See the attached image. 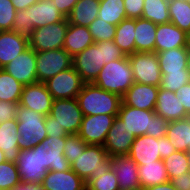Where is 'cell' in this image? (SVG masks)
Segmentation results:
<instances>
[{
  "label": "cell",
  "instance_id": "cell-1",
  "mask_svg": "<svg viewBox=\"0 0 190 190\" xmlns=\"http://www.w3.org/2000/svg\"><path fill=\"white\" fill-rule=\"evenodd\" d=\"M83 115H118L122 97L101 89L94 83H86L76 97Z\"/></svg>",
  "mask_w": 190,
  "mask_h": 190
},
{
  "label": "cell",
  "instance_id": "cell-2",
  "mask_svg": "<svg viewBox=\"0 0 190 190\" xmlns=\"http://www.w3.org/2000/svg\"><path fill=\"white\" fill-rule=\"evenodd\" d=\"M133 72L128 56L104 65L94 84L103 90L123 97L133 85Z\"/></svg>",
  "mask_w": 190,
  "mask_h": 190
},
{
  "label": "cell",
  "instance_id": "cell-3",
  "mask_svg": "<svg viewBox=\"0 0 190 190\" xmlns=\"http://www.w3.org/2000/svg\"><path fill=\"white\" fill-rule=\"evenodd\" d=\"M45 119V115L18 106L16 120L20 150L32 149L47 137Z\"/></svg>",
  "mask_w": 190,
  "mask_h": 190
},
{
  "label": "cell",
  "instance_id": "cell-4",
  "mask_svg": "<svg viewBox=\"0 0 190 190\" xmlns=\"http://www.w3.org/2000/svg\"><path fill=\"white\" fill-rule=\"evenodd\" d=\"M111 165V157L102 145L87 144L84 152L71 163V169L86 182L102 176Z\"/></svg>",
  "mask_w": 190,
  "mask_h": 190
},
{
  "label": "cell",
  "instance_id": "cell-5",
  "mask_svg": "<svg viewBox=\"0 0 190 190\" xmlns=\"http://www.w3.org/2000/svg\"><path fill=\"white\" fill-rule=\"evenodd\" d=\"M175 151L177 150L166 136L157 139L144 134L135 137L128 156L137 165H144L163 160Z\"/></svg>",
  "mask_w": 190,
  "mask_h": 190
},
{
  "label": "cell",
  "instance_id": "cell-6",
  "mask_svg": "<svg viewBox=\"0 0 190 190\" xmlns=\"http://www.w3.org/2000/svg\"><path fill=\"white\" fill-rule=\"evenodd\" d=\"M69 22L67 18L62 21L38 27L28 38L29 46L35 52L63 49Z\"/></svg>",
  "mask_w": 190,
  "mask_h": 190
},
{
  "label": "cell",
  "instance_id": "cell-7",
  "mask_svg": "<svg viewBox=\"0 0 190 190\" xmlns=\"http://www.w3.org/2000/svg\"><path fill=\"white\" fill-rule=\"evenodd\" d=\"M128 59L134 82L160 87L162 74L155 52H135L128 55Z\"/></svg>",
  "mask_w": 190,
  "mask_h": 190
},
{
  "label": "cell",
  "instance_id": "cell-8",
  "mask_svg": "<svg viewBox=\"0 0 190 190\" xmlns=\"http://www.w3.org/2000/svg\"><path fill=\"white\" fill-rule=\"evenodd\" d=\"M42 149L43 145L39 143L32 149L20 150L15 163L18 167L21 182L42 183L48 172L43 168Z\"/></svg>",
  "mask_w": 190,
  "mask_h": 190
},
{
  "label": "cell",
  "instance_id": "cell-9",
  "mask_svg": "<svg viewBox=\"0 0 190 190\" xmlns=\"http://www.w3.org/2000/svg\"><path fill=\"white\" fill-rule=\"evenodd\" d=\"M38 82H46L73 66V58L64 49L36 52Z\"/></svg>",
  "mask_w": 190,
  "mask_h": 190
},
{
  "label": "cell",
  "instance_id": "cell-10",
  "mask_svg": "<svg viewBox=\"0 0 190 190\" xmlns=\"http://www.w3.org/2000/svg\"><path fill=\"white\" fill-rule=\"evenodd\" d=\"M49 115L54 118V122L65 129L68 135L78 134L83 113L76 98L55 99Z\"/></svg>",
  "mask_w": 190,
  "mask_h": 190
},
{
  "label": "cell",
  "instance_id": "cell-11",
  "mask_svg": "<svg viewBox=\"0 0 190 190\" xmlns=\"http://www.w3.org/2000/svg\"><path fill=\"white\" fill-rule=\"evenodd\" d=\"M44 83L54 100L76 98L85 84L73 66Z\"/></svg>",
  "mask_w": 190,
  "mask_h": 190
},
{
  "label": "cell",
  "instance_id": "cell-12",
  "mask_svg": "<svg viewBox=\"0 0 190 190\" xmlns=\"http://www.w3.org/2000/svg\"><path fill=\"white\" fill-rule=\"evenodd\" d=\"M104 65L102 48L98 43L90 45L73 57V67L85 84L94 83Z\"/></svg>",
  "mask_w": 190,
  "mask_h": 190
},
{
  "label": "cell",
  "instance_id": "cell-13",
  "mask_svg": "<svg viewBox=\"0 0 190 190\" xmlns=\"http://www.w3.org/2000/svg\"><path fill=\"white\" fill-rule=\"evenodd\" d=\"M118 115H83L78 136L86 144L104 145L108 131Z\"/></svg>",
  "mask_w": 190,
  "mask_h": 190
},
{
  "label": "cell",
  "instance_id": "cell-14",
  "mask_svg": "<svg viewBox=\"0 0 190 190\" xmlns=\"http://www.w3.org/2000/svg\"><path fill=\"white\" fill-rule=\"evenodd\" d=\"M53 101L45 83L37 82L23 86L19 106L47 116L50 114Z\"/></svg>",
  "mask_w": 190,
  "mask_h": 190
},
{
  "label": "cell",
  "instance_id": "cell-15",
  "mask_svg": "<svg viewBox=\"0 0 190 190\" xmlns=\"http://www.w3.org/2000/svg\"><path fill=\"white\" fill-rule=\"evenodd\" d=\"M36 65V52L29 46L2 69L21 84L30 85L38 82Z\"/></svg>",
  "mask_w": 190,
  "mask_h": 190
},
{
  "label": "cell",
  "instance_id": "cell-16",
  "mask_svg": "<svg viewBox=\"0 0 190 190\" xmlns=\"http://www.w3.org/2000/svg\"><path fill=\"white\" fill-rule=\"evenodd\" d=\"M135 137L117 116L107 133L103 147L109 157L128 155Z\"/></svg>",
  "mask_w": 190,
  "mask_h": 190
},
{
  "label": "cell",
  "instance_id": "cell-17",
  "mask_svg": "<svg viewBox=\"0 0 190 190\" xmlns=\"http://www.w3.org/2000/svg\"><path fill=\"white\" fill-rule=\"evenodd\" d=\"M66 137L47 136L41 143L43 145V168L47 171H67L71 163L63 155Z\"/></svg>",
  "mask_w": 190,
  "mask_h": 190
},
{
  "label": "cell",
  "instance_id": "cell-18",
  "mask_svg": "<svg viewBox=\"0 0 190 190\" xmlns=\"http://www.w3.org/2000/svg\"><path fill=\"white\" fill-rule=\"evenodd\" d=\"M155 110H143L125 105L121 102L118 117L135 136H141L150 132L151 118Z\"/></svg>",
  "mask_w": 190,
  "mask_h": 190
},
{
  "label": "cell",
  "instance_id": "cell-19",
  "mask_svg": "<svg viewBox=\"0 0 190 190\" xmlns=\"http://www.w3.org/2000/svg\"><path fill=\"white\" fill-rule=\"evenodd\" d=\"M159 87L134 82L122 97V102L143 110H155Z\"/></svg>",
  "mask_w": 190,
  "mask_h": 190
},
{
  "label": "cell",
  "instance_id": "cell-20",
  "mask_svg": "<svg viewBox=\"0 0 190 190\" xmlns=\"http://www.w3.org/2000/svg\"><path fill=\"white\" fill-rule=\"evenodd\" d=\"M111 168L116 174L120 190L141 187L138 175V165L128 155L112 156Z\"/></svg>",
  "mask_w": 190,
  "mask_h": 190
},
{
  "label": "cell",
  "instance_id": "cell-21",
  "mask_svg": "<svg viewBox=\"0 0 190 190\" xmlns=\"http://www.w3.org/2000/svg\"><path fill=\"white\" fill-rule=\"evenodd\" d=\"M175 92L168 91L159 87L155 113L163 117L168 122L187 118L185 107L182 105Z\"/></svg>",
  "mask_w": 190,
  "mask_h": 190
},
{
  "label": "cell",
  "instance_id": "cell-22",
  "mask_svg": "<svg viewBox=\"0 0 190 190\" xmlns=\"http://www.w3.org/2000/svg\"><path fill=\"white\" fill-rule=\"evenodd\" d=\"M188 34L173 23L158 24L156 29L155 53L186 47Z\"/></svg>",
  "mask_w": 190,
  "mask_h": 190
},
{
  "label": "cell",
  "instance_id": "cell-23",
  "mask_svg": "<svg viewBox=\"0 0 190 190\" xmlns=\"http://www.w3.org/2000/svg\"><path fill=\"white\" fill-rule=\"evenodd\" d=\"M28 47V38L13 31H0V68H4Z\"/></svg>",
  "mask_w": 190,
  "mask_h": 190
},
{
  "label": "cell",
  "instance_id": "cell-24",
  "mask_svg": "<svg viewBox=\"0 0 190 190\" xmlns=\"http://www.w3.org/2000/svg\"><path fill=\"white\" fill-rule=\"evenodd\" d=\"M41 185L46 190H86V182L72 169L48 171Z\"/></svg>",
  "mask_w": 190,
  "mask_h": 190
},
{
  "label": "cell",
  "instance_id": "cell-25",
  "mask_svg": "<svg viewBox=\"0 0 190 190\" xmlns=\"http://www.w3.org/2000/svg\"><path fill=\"white\" fill-rule=\"evenodd\" d=\"M28 12L29 25H33L34 29L60 22L65 18L53 0H38L28 7Z\"/></svg>",
  "mask_w": 190,
  "mask_h": 190
},
{
  "label": "cell",
  "instance_id": "cell-26",
  "mask_svg": "<svg viewBox=\"0 0 190 190\" xmlns=\"http://www.w3.org/2000/svg\"><path fill=\"white\" fill-rule=\"evenodd\" d=\"M94 43L88 27L69 23L63 49L72 58Z\"/></svg>",
  "mask_w": 190,
  "mask_h": 190
},
{
  "label": "cell",
  "instance_id": "cell-27",
  "mask_svg": "<svg viewBox=\"0 0 190 190\" xmlns=\"http://www.w3.org/2000/svg\"><path fill=\"white\" fill-rule=\"evenodd\" d=\"M18 138L16 119L0 123V149L4 152L7 162L15 163L17 161L20 152Z\"/></svg>",
  "mask_w": 190,
  "mask_h": 190
},
{
  "label": "cell",
  "instance_id": "cell-28",
  "mask_svg": "<svg viewBox=\"0 0 190 190\" xmlns=\"http://www.w3.org/2000/svg\"><path fill=\"white\" fill-rule=\"evenodd\" d=\"M135 52H155L157 24L144 19H136Z\"/></svg>",
  "mask_w": 190,
  "mask_h": 190
},
{
  "label": "cell",
  "instance_id": "cell-29",
  "mask_svg": "<svg viewBox=\"0 0 190 190\" xmlns=\"http://www.w3.org/2000/svg\"><path fill=\"white\" fill-rule=\"evenodd\" d=\"M166 137L177 151L190 152V116L168 122Z\"/></svg>",
  "mask_w": 190,
  "mask_h": 190
},
{
  "label": "cell",
  "instance_id": "cell-30",
  "mask_svg": "<svg viewBox=\"0 0 190 190\" xmlns=\"http://www.w3.org/2000/svg\"><path fill=\"white\" fill-rule=\"evenodd\" d=\"M99 7L100 0H78L67 20L70 24L89 27L98 17Z\"/></svg>",
  "mask_w": 190,
  "mask_h": 190
},
{
  "label": "cell",
  "instance_id": "cell-31",
  "mask_svg": "<svg viewBox=\"0 0 190 190\" xmlns=\"http://www.w3.org/2000/svg\"><path fill=\"white\" fill-rule=\"evenodd\" d=\"M138 175L140 185L143 188L170 181L162 159L153 163L138 165Z\"/></svg>",
  "mask_w": 190,
  "mask_h": 190
},
{
  "label": "cell",
  "instance_id": "cell-32",
  "mask_svg": "<svg viewBox=\"0 0 190 190\" xmlns=\"http://www.w3.org/2000/svg\"><path fill=\"white\" fill-rule=\"evenodd\" d=\"M156 54L161 73L182 72L187 69L188 51L186 47L174 48Z\"/></svg>",
  "mask_w": 190,
  "mask_h": 190
},
{
  "label": "cell",
  "instance_id": "cell-33",
  "mask_svg": "<svg viewBox=\"0 0 190 190\" xmlns=\"http://www.w3.org/2000/svg\"><path fill=\"white\" fill-rule=\"evenodd\" d=\"M136 19L126 18L116 26L113 42L128 56L135 53Z\"/></svg>",
  "mask_w": 190,
  "mask_h": 190
},
{
  "label": "cell",
  "instance_id": "cell-34",
  "mask_svg": "<svg viewBox=\"0 0 190 190\" xmlns=\"http://www.w3.org/2000/svg\"><path fill=\"white\" fill-rule=\"evenodd\" d=\"M142 18L157 25L170 23L169 0H145Z\"/></svg>",
  "mask_w": 190,
  "mask_h": 190
},
{
  "label": "cell",
  "instance_id": "cell-35",
  "mask_svg": "<svg viewBox=\"0 0 190 190\" xmlns=\"http://www.w3.org/2000/svg\"><path fill=\"white\" fill-rule=\"evenodd\" d=\"M126 18L124 0H100L98 19L117 26Z\"/></svg>",
  "mask_w": 190,
  "mask_h": 190
},
{
  "label": "cell",
  "instance_id": "cell-36",
  "mask_svg": "<svg viewBox=\"0 0 190 190\" xmlns=\"http://www.w3.org/2000/svg\"><path fill=\"white\" fill-rule=\"evenodd\" d=\"M170 22L190 33V4L186 0H169Z\"/></svg>",
  "mask_w": 190,
  "mask_h": 190
},
{
  "label": "cell",
  "instance_id": "cell-37",
  "mask_svg": "<svg viewBox=\"0 0 190 190\" xmlns=\"http://www.w3.org/2000/svg\"><path fill=\"white\" fill-rule=\"evenodd\" d=\"M23 84L0 68V101L19 103Z\"/></svg>",
  "mask_w": 190,
  "mask_h": 190
},
{
  "label": "cell",
  "instance_id": "cell-38",
  "mask_svg": "<svg viewBox=\"0 0 190 190\" xmlns=\"http://www.w3.org/2000/svg\"><path fill=\"white\" fill-rule=\"evenodd\" d=\"M169 180L190 172L188 152L175 151L163 159Z\"/></svg>",
  "mask_w": 190,
  "mask_h": 190
},
{
  "label": "cell",
  "instance_id": "cell-39",
  "mask_svg": "<svg viewBox=\"0 0 190 190\" xmlns=\"http://www.w3.org/2000/svg\"><path fill=\"white\" fill-rule=\"evenodd\" d=\"M89 31L95 43L111 41L116 34V26L100 20L98 17L89 25Z\"/></svg>",
  "mask_w": 190,
  "mask_h": 190
},
{
  "label": "cell",
  "instance_id": "cell-40",
  "mask_svg": "<svg viewBox=\"0 0 190 190\" xmlns=\"http://www.w3.org/2000/svg\"><path fill=\"white\" fill-rule=\"evenodd\" d=\"M20 182L16 163L7 161L0 163V190H10Z\"/></svg>",
  "mask_w": 190,
  "mask_h": 190
},
{
  "label": "cell",
  "instance_id": "cell-41",
  "mask_svg": "<svg viewBox=\"0 0 190 190\" xmlns=\"http://www.w3.org/2000/svg\"><path fill=\"white\" fill-rule=\"evenodd\" d=\"M86 190H120V187L111 168L99 178H89L86 181Z\"/></svg>",
  "mask_w": 190,
  "mask_h": 190
},
{
  "label": "cell",
  "instance_id": "cell-42",
  "mask_svg": "<svg viewBox=\"0 0 190 190\" xmlns=\"http://www.w3.org/2000/svg\"><path fill=\"white\" fill-rule=\"evenodd\" d=\"M161 85L160 88L177 92L181 86H184L186 83L190 82V75L187 69L182 70V72H169L161 73Z\"/></svg>",
  "mask_w": 190,
  "mask_h": 190
},
{
  "label": "cell",
  "instance_id": "cell-43",
  "mask_svg": "<svg viewBox=\"0 0 190 190\" xmlns=\"http://www.w3.org/2000/svg\"><path fill=\"white\" fill-rule=\"evenodd\" d=\"M86 145V142L78 134H69L66 136L63 155L72 163L80 153L84 152Z\"/></svg>",
  "mask_w": 190,
  "mask_h": 190
},
{
  "label": "cell",
  "instance_id": "cell-44",
  "mask_svg": "<svg viewBox=\"0 0 190 190\" xmlns=\"http://www.w3.org/2000/svg\"><path fill=\"white\" fill-rule=\"evenodd\" d=\"M16 11L11 0H0V31H12Z\"/></svg>",
  "mask_w": 190,
  "mask_h": 190
},
{
  "label": "cell",
  "instance_id": "cell-45",
  "mask_svg": "<svg viewBox=\"0 0 190 190\" xmlns=\"http://www.w3.org/2000/svg\"><path fill=\"white\" fill-rule=\"evenodd\" d=\"M28 13V8L16 11V16L12 27L13 32H16L18 35L26 38H29L30 34L34 31V26L29 25Z\"/></svg>",
  "mask_w": 190,
  "mask_h": 190
},
{
  "label": "cell",
  "instance_id": "cell-46",
  "mask_svg": "<svg viewBox=\"0 0 190 190\" xmlns=\"http://www.w3.org/2000/svg\"><path fill=\"white\" fill-rule=\"evenodd\" d=\"M98 44L102 48L104 64L127 57L123 51L113 42V40L98 42Z\"/></svg>",
  "mask_w": 190,
  "mask_h": 190
},
{
  "label": "cell",
  "instance_id": "cell-47",
  "mask_svg": "<svg viewBox=\"0 0 190 190\" xmlns=\"http://www.w3.org/2000/svg\"><path fill=\"white\" fill-rule=\"evenodd\" d=\"M167 125L168 121L166 119L155 114L151 118L150 132L147 135L157 139L164 137L166 136Z\"/></svg>",
  "mask_w": 190,
  "mask_h": 190
},
{
  "label": "cell",
  "instance_id": "cell-48",
  "mask_svg": "<svg viewBox=\"0 0 190 190\" xmlns=\"http://www.w3.org/2000/svg\"><path fill=\"white\" fill-rule=\"evenodd\" d=\"M19 103L0 101V123L16 119Z\"/></svg>",
  "mask_w": 190,
  "mask_h": 190
},
{
  "label": "cell",
  "instance_id": "cell-49",
  "mask_svg": "<svg viewBox=\"0 0 190 190\" xmlns=\"http://www.w3.org/2000/svg\"><path fill=\"white\" fill-rule=\"evenodd\" d=\"M145 0H124L127 18L138 19L142 17Z\"/></svg>",
  "mask_w": 190,
  "mask_h": 190
},
{
  "label": "cell",
  "instance_id": "cell-50",
  "mask_svg": "<svg viewBox=\"0 0 190 190\" xmlns=\"http://www.w3.org/2000/svg\"><path fill=\"white\" fill-rule=\"evenodd\" d=\"M45 129L47 132V136L50 137H66L68 135L65 129L63 127H60L56 122H54V118L50 115L46 116Z\"/></svg>",
  "mask_w": 190,
  "mask_h": 190
},
{
  "label": "cell",
  "instance_id": "cell-51",
  "mask_svg": "<svg viewBox=\"0 0 190 190\" xmlns=\"http://www.w3.org/2000/svg\"><path fill=\"white\" fill-rule=\"evenodd\" d=\"M175 94L179 98L178 101L185 107L186 113L190 116V82L181 86Z\"/></svg>",
  "mask_w": 190,
  "mask_h": 190
},
{
  "label": "cell",
  "instance_id": "cell-52",
  "mask_svg": "<svg viewBox=\"0 0 190 190\" xmlns=\"http://www.w3.org/2000/svg\"><path fill=\"white\" fill-rule=\"evenodd\" d=\"M58 11L67 18L78 0H53Z\"/></svg>",
  "mask_w": 190,
  "mask_h": 190
},
{
  "label": "cell",
  "instance_id": "cell-53",
  "mask_svg": "<svg viewBox=\"0 0 190 190\" xmlns=\"http://www.w3.org/2000/svg\"><path fill=\"white\" fill-rule=\"evenodd\" d=\"M170 182L177 190H190V172L172 178Z\"/></svg>",
  "mask_w": 190,
  "mask_h": 190
},
{
  "label": "cell",
  "instance_id": "cell-54",
  "mask_svg": "<svg viewBox=\"0 0 190 190\" xmlns=\"http://www.w3.org/2000/svg\"><path fill=\"white\" fill-rule=\"evenodd\" d=\"M14 8L17 11L27 9L29 6L38 2V0H11Z\"/></svg>",
  "mask_w": 190,
  "mask_h": 190
},
{
  "label": "cell",
  "instance_id": "cell-55",
  "mask_svg": "<svg viewBox=\"0 0 190 190\" xmlns=\"http://www.w3.org/2000/svg\"><path fill=\"white\" fill-rule=\"evenodd\" d=\"M144 190H177V189L174 187V185L170 181H168L163 184L149 186L147 188H144Z\"/></svg>",
  "mask_w": 190,
  "mask_h": 190
},
{
  "label": "cell",
  "instance_id": "cell-56",
  "mask_svg": "<svg viewBox=\"0 0 190 190\" xmlns=\"http://www.w3.org/2000/svg\"><path fill=\"white\" fill-rule=\"evenodd\" d=\"M10 190H31V183L20 182L18 185H16Z\"/></svg>",
  "mask_w": 190,
  "mask_h": 190
},
{
  "label": "cell",
  "instance_id": "cell-57",
  "mask_svg": "<svg viewBox=\"0 0 190 190\" xmlns=\"http://www.w3.org/2000/svg\"><path fill=\"white\" fill-rule=\"evenodd\" d=\"M31 190H46V189H44L41 184H33V183H31Z\"/></svg>",
  "mask_w": 190,
  "mask_h": 190
},
{
  "label": "cell",
  "instance_id": "cell-58",
  "mask_svg": "<svg viewBox=\"0 0 190 190\" xmlns=\"http://www.w3.org/2000/svg\"><path fill=\"white\" fill-rule=\"evenodd\" d=\"M186 48H187L188 53H190V33L188 34V37H187Z\"/></svg>",
  "mask_w": 190,
  "mask_h": 190
},
{
  "label": "cell",
  "instance_id": "cell-59",
  "mask_svg": "<svg viewBox=\"0 0 190 190\" xmlns=\"http://www.w3.org/2000/svg\"><path fill=\"white\" fill-rule=\"evenodd\" d=\"M187 71H188V73H189V75H190V53H188V56H187Z\"/></svg>",
  "mask_w": 190,
  "mask_h": 190
},
{
  "label": "cell",
  "instance_id": "cell-60",
  "mask_svg": "<svg viewBox=\"0 0 190 190\" xmlns=\"http://www.w3.org/2000/svg\"><path fill=\"white\" fill-rule=\"evenodd\" d=\"M4 152L0 149V163L5 162Z\"/></svg>",
  "mask_w": 190,
  "mask_h": 190
},
{
  "label": "cell",
  "instance_id": "cell-61",
  "mask_svg": "<svg viewBox=\"0 0 190 190\" xmlns=\"http://www.w3.org/2000/svg\"><path fill=\"white\" fill-rule=\"evenodd\" d=\"M128 190H144L143 187H138V188H135V189H128Z\"/></svg>",
  "mask_w": 190,
  "mask_h": 190
},
{
  "label": "cell",
  "instance_id": "cell-62",
  "mask_svg": "<svg viewBox=\"0 0 190 190\" xmlns=\"http://www.w3.org/2000/svg\"><path fill=\"white\" fill-rule=\"evenodd\" d=\"M188 157H189V163H190V152H188Z\"/></svg>",
  "mask_w": 190,
  "mask_h": 190
}]
</instances>
